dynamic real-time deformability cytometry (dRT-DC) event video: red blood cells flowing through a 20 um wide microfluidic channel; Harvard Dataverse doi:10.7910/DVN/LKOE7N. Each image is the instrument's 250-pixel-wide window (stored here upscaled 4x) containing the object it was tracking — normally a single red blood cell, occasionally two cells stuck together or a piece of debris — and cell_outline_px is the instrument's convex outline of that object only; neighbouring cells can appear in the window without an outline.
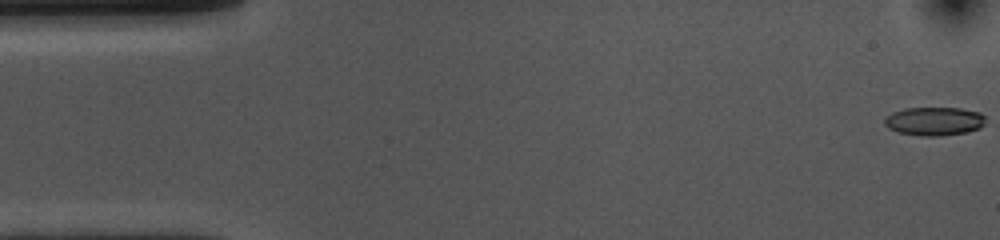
{"species": "common noctule bat (a hibernating species)", "species_latin": "Nyctalus noctula", "temperature_condition": "cold", "stored_images_in_passage": 53, "camera_frame_rate_fps": 3000, "um_per_image_px": 0.085, "animal": {"sex": "female", "body_mass_g": 10.0, "forearm_length_mm": 53.1}, "frame": {"image": 1, "passage_image": 1, "time_ms": 0.0, "image_size_px": [1000, 240], "cell_outline_px": [[984, 124], [980, 128], [964, 132], [940, 136], [924, 136], [900, 132], [888, 128], [884, 124], [884, 120], [892, 112], [904, 108], [960, 108], [980, 112], [984, 116]], "centroid_in_image_um": [79.41, 10.29], "position_along_channel_um": 5.6, "area_um2": 16.65}}
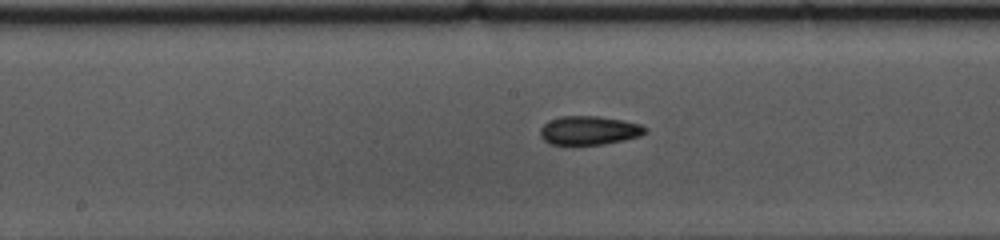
{"frame": {"image": 2, "passage_image": 26, "time_ms": 8.333, "image_size_px": [1000, 240], "cell_outline_px": [[648, 132], [640, 136], [624, 140], [604, 144], [552, 144], [544, 140], [540, 136], [540, 128], [548, 120], [560, 116], [596, 116], [624, 120], [640, 124], [648, 128]], "centroid_in_image_um": [50.1, 11.07], "position_along_channel_um": 198.1, "area_um2": 17.69}}
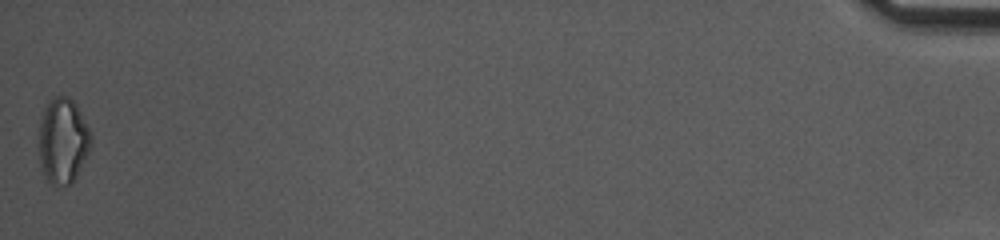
{"frame": {"image": 3, "passage_image": 53, "time_ms": 17.333, "image_size_px": [1000, 240], "cell_outline_px": [[92, 144], [72, 184], [56, 188], [44, 176], [40, 168], [40, 120], [44, 108], [56, 96], [68, 96], [76, 104], [92, 136]], "centroid_in_image_um": [5.35, 12.01], "position_along_channel_um": 429.9, "area_um2": 25.84}, "authors_computed_cell_mechanics": {"area_um2": 17.6868, "velocity_mm_per_s": 3.7321, "shape_relaxation_time_tau1_ms": 7.7573, "shape_relaxation_time_tau2_ms": 4.2294, "deformation_change_tau1": 0.1588, "deformation_change_tau2": 0.1044}}